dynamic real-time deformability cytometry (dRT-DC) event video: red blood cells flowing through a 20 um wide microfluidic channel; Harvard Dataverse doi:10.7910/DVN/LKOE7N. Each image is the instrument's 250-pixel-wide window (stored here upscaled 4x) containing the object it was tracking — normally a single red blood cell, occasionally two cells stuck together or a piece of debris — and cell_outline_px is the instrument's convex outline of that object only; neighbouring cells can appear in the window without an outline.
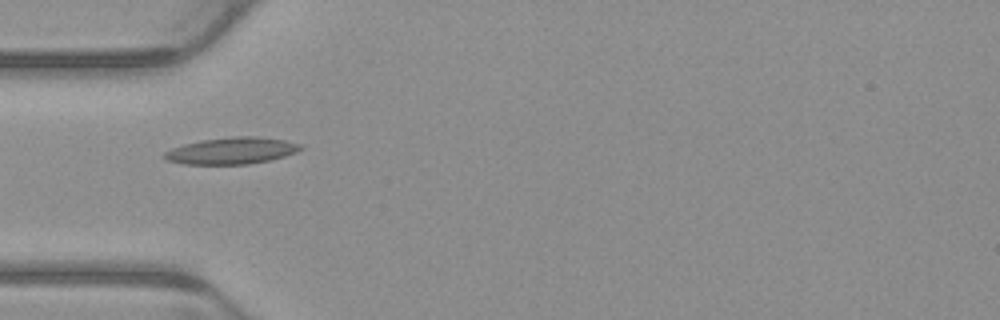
{"species": "common noctule bat (a hibernating species)", "species_latin": "Nyctalus noctula", "temperature_condition": "warm", "stored_images_in_passage": 6, "camera_frame_rate_fps": 3000, "um_per_image_px": 0.085, "animal": {"sex": "male", "body_mass_g": 23.1, "forearm_length_mm": 52.7}, "frame": {"image": 1, "passage_image": 6, "time_ms": 1.667, "image_size_px": [1000, 320], "cell_outline_px": [[304, 148], [296, 152], [284, 156], [268, 160], [248, 164], [184, 164], [168, 160], [164, 156], [164, 152], [172, 148], [184, 144], [204, 140], [232, 136], [256, 136], [284, 140], [304, 144]], "centroid_in_image_um": [19.74, 12.8], "position_along_channel_um": 65.3, "area_um2": 21.04}}